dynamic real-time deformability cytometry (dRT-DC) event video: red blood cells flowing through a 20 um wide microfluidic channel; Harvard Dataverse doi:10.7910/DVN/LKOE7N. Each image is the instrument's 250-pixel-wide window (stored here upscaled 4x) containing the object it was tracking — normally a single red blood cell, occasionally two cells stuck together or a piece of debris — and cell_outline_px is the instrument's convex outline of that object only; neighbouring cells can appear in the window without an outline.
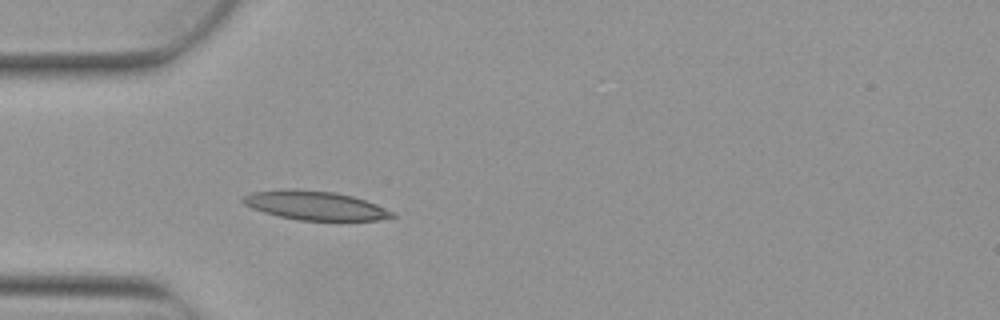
{"species": "Egyptian fruit bat (a non-hibernating species)", "species_latin": "Rousettus aegyptiacus", "temperature_condition": "warm", "stored_images_in_passage": 5, "camera_frame_rate_fps": 3000, "um_per_image_px": 0.085, "animal": {"sex": "female"}, "frame": {"image": 1, "passage_image": 5, "time_ms": 1.333, "image_size_px": [1000, 320], "cell_outline_px": [[396, 216], [380, 220], [340, 224], [300, 220], [280, 216], [264, 212], [252, 208], [244, 204], [240, 200], [244, 196], [252, 192], [332, 192], [352, 196], [376, 204], [392, 212]], "centroid_in_image_um": [26.94, 17.58], "position_along_channel_um": 58.1, "area_um2": 24.85}}